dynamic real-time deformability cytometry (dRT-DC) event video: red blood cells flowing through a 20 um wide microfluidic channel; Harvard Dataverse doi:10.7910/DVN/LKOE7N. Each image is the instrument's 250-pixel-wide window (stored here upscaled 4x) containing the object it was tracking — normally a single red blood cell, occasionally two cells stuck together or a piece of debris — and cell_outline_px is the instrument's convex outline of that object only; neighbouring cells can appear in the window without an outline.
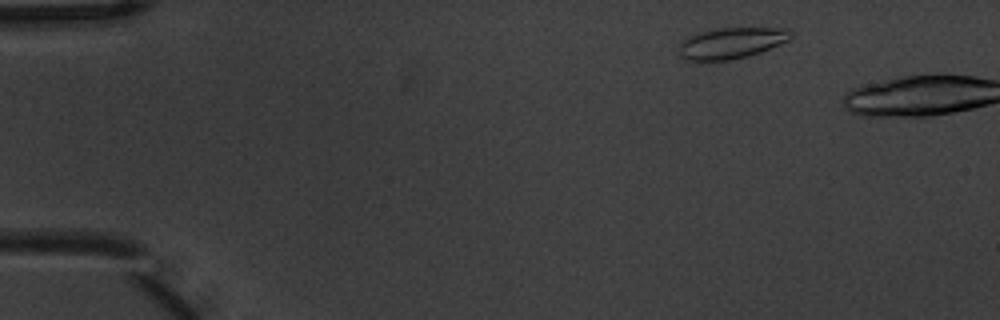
{"species": "common noctule bat (a hibernating species)", "species_latin": "Nyctalus noctula", "temperature_condition": "warm", "stored_images_in_passage": 2, "camera_frame_rate_fps": 3000, "um_per_image_px": 0.085, "animal": {"sex": "male", "body_mass_g": 20.1, "forearm_length_mm": 53.5}, "frame": {"image": 1, "passage_image": 1, "time_ms": 0.0, "image_size_px": [1000, 320], "cell_outline_px": [[792, 36], [788, 40], [780, 44], [760, 52], [748, 56], [728, 60], [688, 60], [680, 56], [676, 52], [680, 40], [688, 36], [700, 32], [716, 28], [788, 28], [792, 32]], "centroid_in_image_um": [62.11, 3.65], "position_along_channel_um": 22.9, "area_um2": 20.4}}